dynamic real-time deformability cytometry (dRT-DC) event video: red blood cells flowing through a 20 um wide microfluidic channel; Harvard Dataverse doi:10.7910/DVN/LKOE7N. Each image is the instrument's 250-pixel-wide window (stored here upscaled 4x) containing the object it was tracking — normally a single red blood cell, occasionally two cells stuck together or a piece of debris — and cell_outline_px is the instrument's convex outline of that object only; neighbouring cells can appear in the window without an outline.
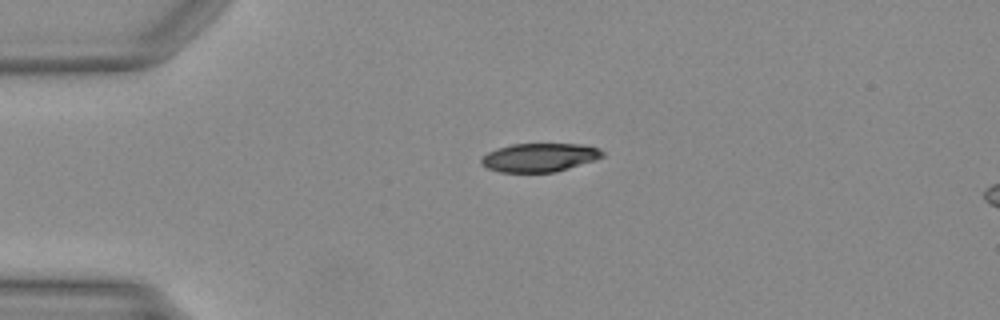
{"species": "Egyptian fruit bat (a non-hibernating species)", "species_latin": "Rousettus aegyptiacus", "temperature_condition": "warm", "stored_images_in_passage": 39, "camera_frame_rate_fps": 3000, "um_per_image_px": 0.085, "animal": {"sex": "female"}, "frame": {"image": 1, "passage_image": 1, "time_ms": 0.0, "image_size_px": [1000, 320], "cell_outline_px": [[604, 156], [556, 172], [500, 172], [488, 168], [480, 164], [480, 160], [488, 152], [496, 148], [512, 144], [580, 144], [600, 148], [604, 152]], "centroid_in_image_um": [45.83, 13.38], "position_along_channel_um": 39.2, "area_um2": 20.06}}
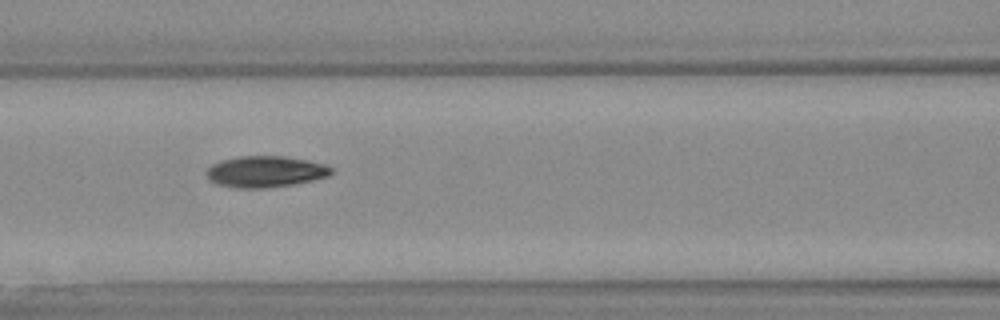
{"frame": {"image": 2, "passage_image": 11, "time_ms": 3.333, "image_size_px": [1000, 320], "cell_outline_px": [[332, 172], [328, 176], [312, 180], [292, 184], [264, 188], [236, 188], [216, 184], [208, 180], [208, 168], [212, 164], [220, 160], [240, 156], [284, 156], [324, 164], [332, 168]], "centroid_in_image_um": [22.52, 14.59], "position_along_channel_um": 144.1, "area_um2": 22.54}}
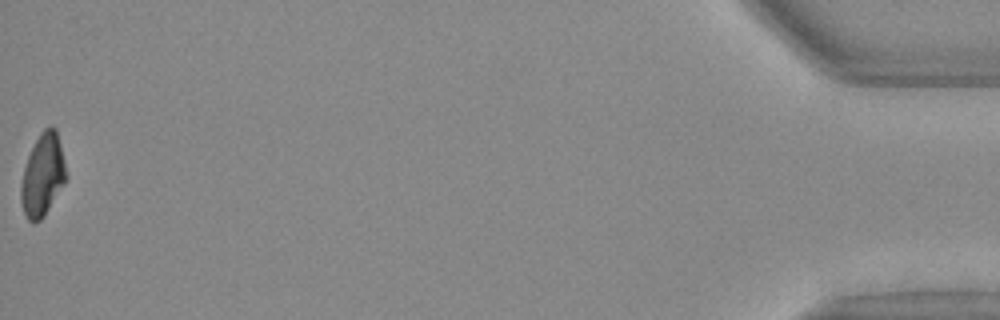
{"frame": {"image": 3, "passage_image": 39, "time_ms": 12.667, "image_size_px": [1000, 320], "cell_outline_px": [[68, 176], [64, 184], [44, 216], [40, 220], [32, 224], [28, 220], [24, 212], [20, 200], [20, 184], [24, 168], [28, 156], [40, 132], [44, 128], [52, 124], [56, 128]], "centroid_in_image_um": [3.63, 14.88], "position_along_channel_um": 431.6, "area_um2": 21.73}}